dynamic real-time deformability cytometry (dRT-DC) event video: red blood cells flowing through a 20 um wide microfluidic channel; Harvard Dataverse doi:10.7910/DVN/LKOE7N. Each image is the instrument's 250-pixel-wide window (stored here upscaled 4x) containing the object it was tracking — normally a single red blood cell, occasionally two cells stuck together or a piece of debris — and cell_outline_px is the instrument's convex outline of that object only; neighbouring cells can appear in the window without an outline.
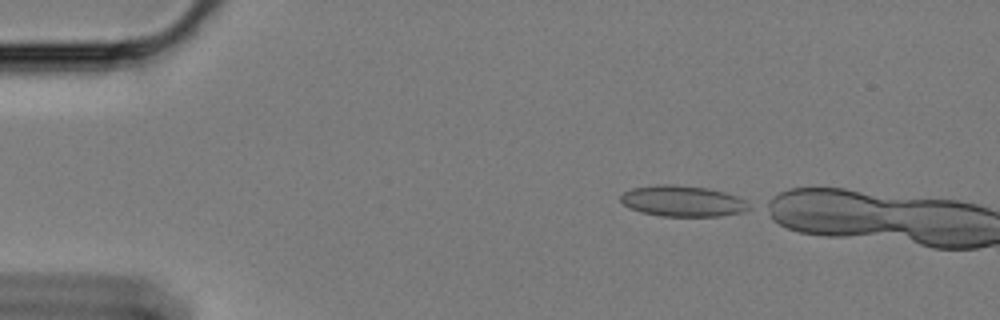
{"species": "Egyptian fruit bat (a non-hibernating species)", "species_latin": "Rousettus aegyptiacus", "temperature_condition": "cold", "stored_images_in_passage": 7, "camera_frame_rate_fps": 3000, "um_per_image_px": 0.085, "animal": {"sex": "female"}, "frame": {"image": 1, "passage_image": 1, "time_ms": 0.0, "image_size_px": [1000, 320], "cell_outline_px": [[752, 208], [744, 212], [720, 216], [660, 216], [640, 212], [628, 208], [620, 200], [620, 196], [624, 192], [632, 188], [664, 184], [668, 184], [708, 188], [724, 192], [736, 196], [752, 204]], "centroid_in_image_um": [58.05, 17.1], "position_along_channel_um": 27.0, "area_um2": 23.24}}